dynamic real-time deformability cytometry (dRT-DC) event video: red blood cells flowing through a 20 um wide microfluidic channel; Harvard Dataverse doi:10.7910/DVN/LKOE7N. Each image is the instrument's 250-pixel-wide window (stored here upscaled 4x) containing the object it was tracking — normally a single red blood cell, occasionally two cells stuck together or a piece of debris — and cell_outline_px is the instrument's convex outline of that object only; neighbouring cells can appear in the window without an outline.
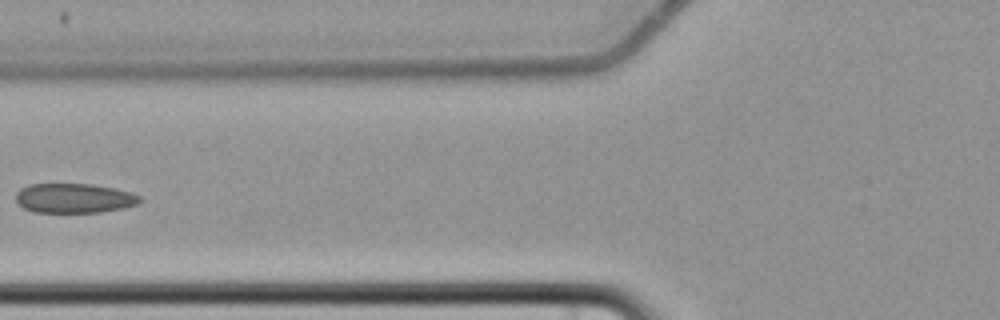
{"species": "common noctule bat (a hibernating species)", "species_latin": "Nyctalus noctula", "temperature_condition": "cold", "stored_images_in_passage": 5, "camera_frame_rate_fps": 3000, "um_per_image_px": 0.085, "animal": {"sex": "female", "body_mass_g": 22.7, "forearm_length_mm": 54.2}, "frame": {"image": 1, "passage_image": 5, "time_ms": 5.0, "image_size_px": [1000, 320], "cell_outline_px": [[140, 200], [136, 204], [124, 208], [100, 212], [36, 212], [24, 208], [16, 200], [16, 192], [20, 188], [28, 184], [92, 184], [112, 188], [128, 192], [140, 196]], "centroid_in_image_um": [6.26, 16.84], "position_along_channel_um": 119.5, "area_um2": 21.15}}